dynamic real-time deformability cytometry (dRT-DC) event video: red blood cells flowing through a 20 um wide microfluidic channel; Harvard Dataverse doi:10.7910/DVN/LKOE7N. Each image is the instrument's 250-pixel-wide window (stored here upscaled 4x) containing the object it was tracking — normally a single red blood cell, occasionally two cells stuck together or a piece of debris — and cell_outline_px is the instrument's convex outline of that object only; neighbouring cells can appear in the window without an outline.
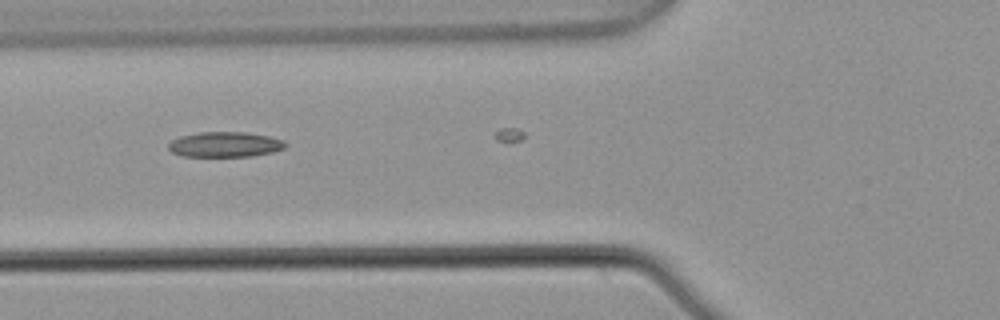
{"species": "common noctule bat (a hibernating species)", "species_latin": "Nyctalus noctula", "temperature_condition": "warm", "stored_images_in_passage": 7, "camera_frame_rate_fps": 3000, "um_per_image_px": 0.085, "animal": {"sex": "male", "body_mass_g": 21.5, "forearm_length_mm": 52.0}, "frame": {"image": 1, "passage_image": 5, "time_ms": 1.333, "image_size_px": [1000, 320], "cell_outline_px": [[288, 144], [284, 148], [272, 152], [252, 156], [184, 156], [172, 152], [168, 148], [168, 144], [172, 140], [180, 136], [200, 132], [244, 132], [268, 136], [284, 140]], "centroid_in_image_um": [19.13, 12.27], "position_along_channel_um": 106.7, "area_um2": 17.11}}
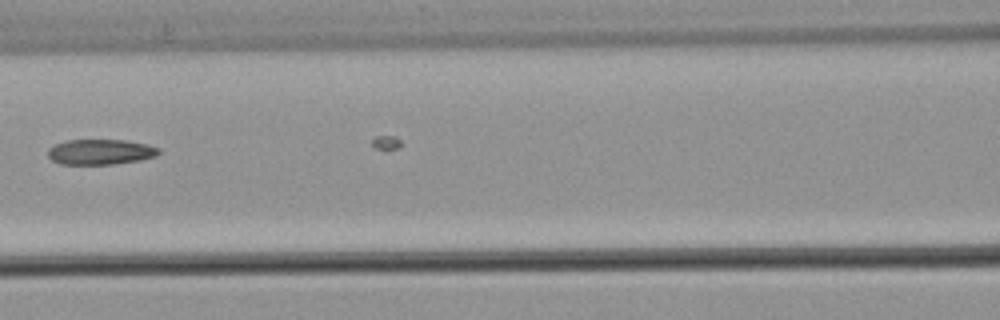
{"frame": {"image": 2, "passage_image": 6, "time_ms": 1.667, "image_size_px": [1000, 320], "cell_outline_px": [[160, 152], [156, 156], [140, 160], [112, 164], [60, 164], [52, 160], [48, 156], [48, 148], [64, 140], [124, 140], [148, 144], [160, 148]], "centroid_in_image_um": [8.54, 12.91], "position_along_channel_um": 158.1, "area_um2": 16.42}}